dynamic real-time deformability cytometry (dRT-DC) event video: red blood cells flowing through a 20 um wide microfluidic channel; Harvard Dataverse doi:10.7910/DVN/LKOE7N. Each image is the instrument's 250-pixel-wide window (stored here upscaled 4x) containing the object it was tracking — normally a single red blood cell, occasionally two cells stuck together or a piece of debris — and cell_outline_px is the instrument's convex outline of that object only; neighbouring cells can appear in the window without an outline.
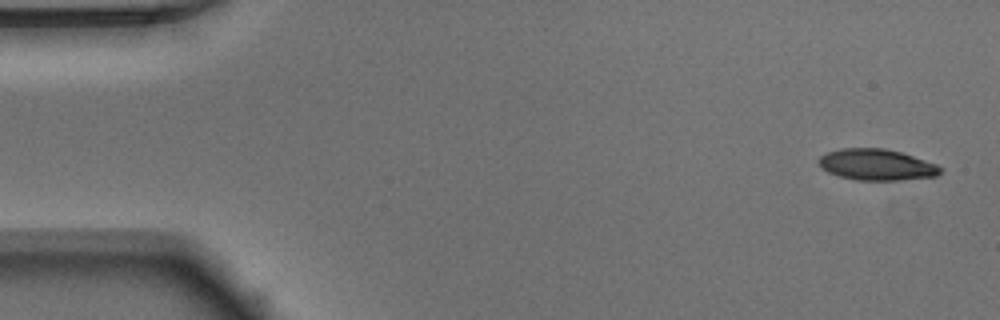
{"species": "Egyptian fruit bat (a non-hibernating species)", "species_latin": "Rousettus aegyptiacus", "temperature_condition": "warm", "stored_images_in_passage": 50, "camera_frame_rate_fps": 3000, "um_per_image_px": 0.085, "animal": {"sex": "male"}, "frame": {"image": 1, "passage_image": 1, "time_ms": 0.0, "image_size_px": [1000, 320], "cell_outline_px": [[944, 168], [936, 176], [900, 180], [856, 180], [840, 176], [828, 172], [820, 168], [816, 160], [820, 156], [828, 152], [840, 148], [884, 148], [900, 152], [936, 164]], "centroid_in_image_um": [74.47, 14.0], "position_along_channel_um": 10.5, "area_um2": 22.14}}
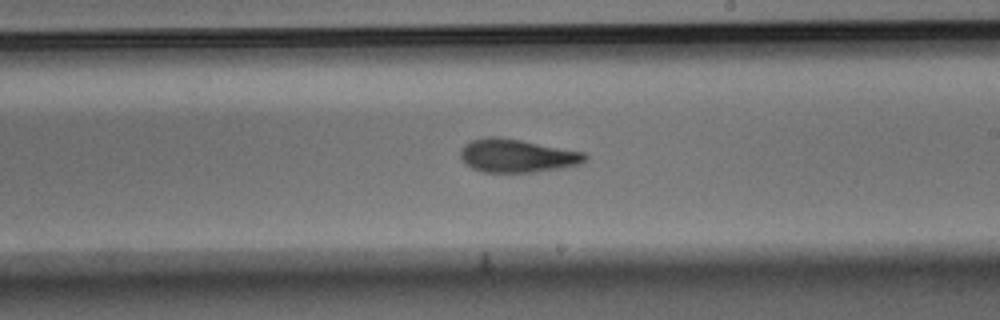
{"frame": {"image": 2, "passage_image": 28, "time_ms": 9.0, "image_size_px": [1000, 320], "cell_outline_px": [[588, 160], [580, 164], [560, 168], [536, 172], [484, 172], [472, 168], [460, 156], [460, 148], [464, 144], [472, 140], [488, 136], [500, 136], [584, 152], [588, 156]], "centroid_in_image_um": [43.96, 13.23], "position_along_channel_um": 245.0, "area_um2": 24.22}}
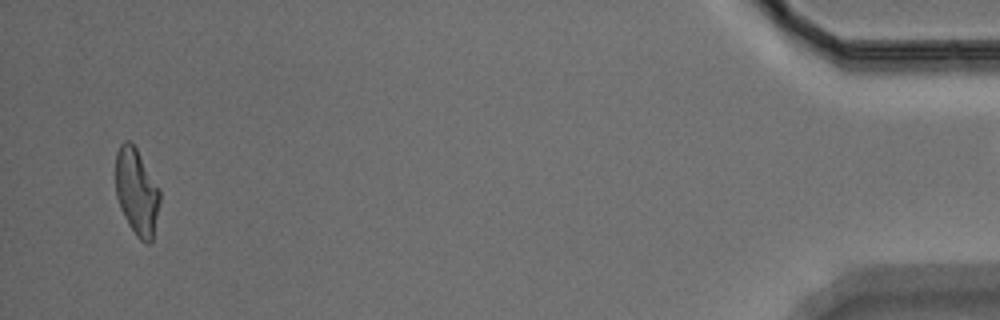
{"frame": {"image": 3, "passage_image": 48, "time_ms": 15.667, "image_size_px": [1000, 320], "cell_outline_px": [[160, 200], [152, 240], [148, 244], [140, 240], [136, 236], [128, 224], [120, 208], [116, 196], [116, 152], [120, 144], [124, 140], [128, 140], [136, 148], [160, 188]], "centroid_in_image_um": [11.61, 16.3], "position_along_channel_um": 423.6, "area_um2": 22.31}, "authors_computed_cell_mechanics": {"area_um2": 23.5246, "velocity_mm_per_s": 3.9567, "shape_relaxation_time_tau1_ms": 6.2712, "shape_relaxation_time_tau2_ms": 3.62, "deformation_change_tau1": 0.2021, "deformation_change_tau2": 0.1211}}